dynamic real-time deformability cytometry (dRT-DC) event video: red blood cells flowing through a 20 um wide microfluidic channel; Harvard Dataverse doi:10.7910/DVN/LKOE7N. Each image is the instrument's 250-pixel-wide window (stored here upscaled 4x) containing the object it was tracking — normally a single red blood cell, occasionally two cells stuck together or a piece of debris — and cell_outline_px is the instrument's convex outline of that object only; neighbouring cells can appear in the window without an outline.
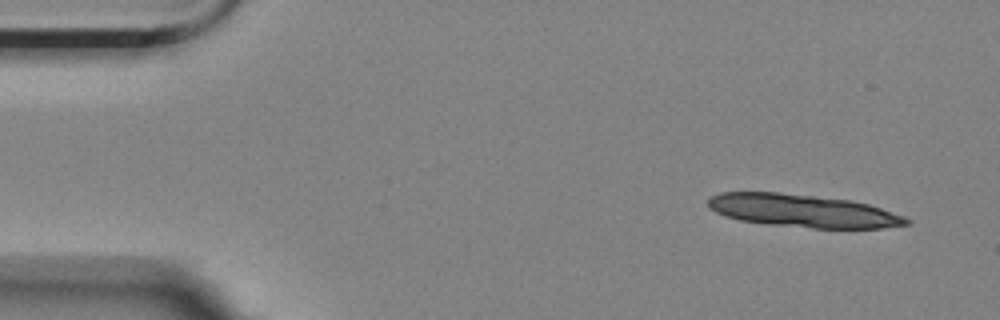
{"species": "Egyptian fruit bat (a non-hibernating species)", "species_latin": "Rousettus aegyptiacus", "temperature_condition": "room temperature", "stored_images_in_passage": 6, "camera_frame_rate_fps": 3000, "um_per_image_px": 0.085, "animal": {"sex": "female"}, "frame": {"image": 1, "passage_image": 1, "time_ms": 0.0, "image_size_px": [1000, 320], "cell_outline_px": [[912, 224], [884, 228], [812, 228], [768, 224], [740, 220], [724, 216], [708, 208], [708, 200], [712, 196], [720, 192], [776, 192], [852, 200], [868, 204], [904, 216], [912, 220]], "centroid_in_image_um": [68.26, 17.92], "position_along_channel_um": 16.7, "area_um2": 37.97}}
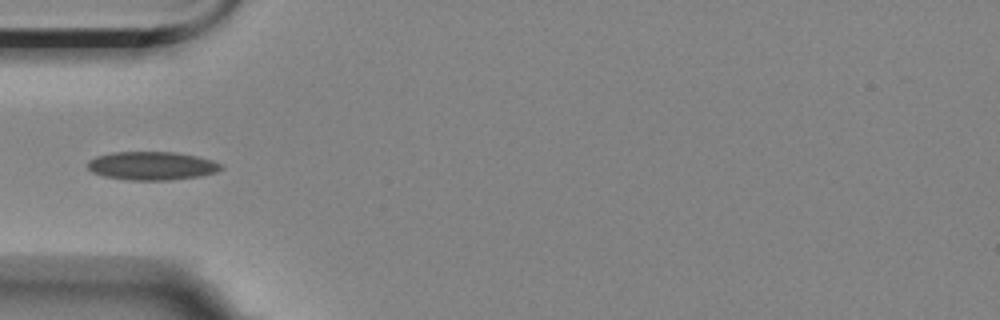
{"frame": {"image": 2, "passage_image": 5, "time_ms": 1.333, "image_size_px": [1000, 320], "cell_outline_px": [[224, 168], [216, 172], [200, 176], [168, 180], [128, 180], [104, 176], [92, 172], [88, 168], [88, 160], [96, 156], [112, 152], [172, 152], [196, 156], [212, 160], [220, 164]], "centroid_in_image_um": [12.89, 14.09], "position_along_channel_um": 72.1, "area_um2": 22.02}}
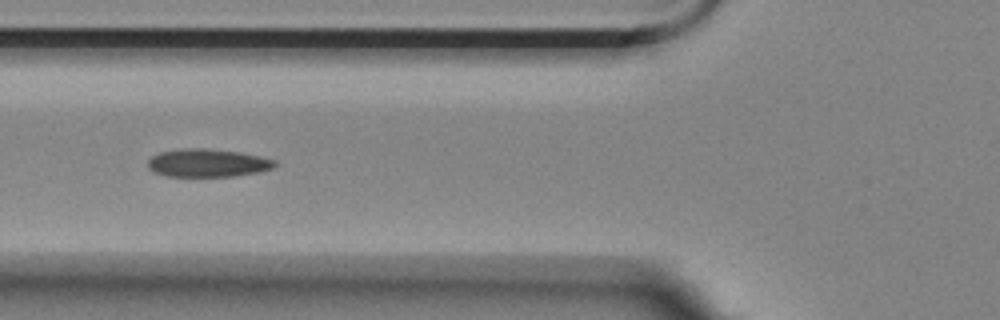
{"frame": {"image": 3, "passage_image": 6, "time_ms": 1.667, "image_size_px": [1000, 320], "cell_outline_px": [[276, 164], [272, 168], [260, 172], [232, 176], [168, 176], [152, 172], [148, 168], [148, 160], [152, 156], [160, 152], [196, 148], [240, 152], [260, 156], [276, 160]], "centroid_in_image_um": [17.65, 13.86], "position_along_channel_um": 108.1, "area_um2": 20.46}}